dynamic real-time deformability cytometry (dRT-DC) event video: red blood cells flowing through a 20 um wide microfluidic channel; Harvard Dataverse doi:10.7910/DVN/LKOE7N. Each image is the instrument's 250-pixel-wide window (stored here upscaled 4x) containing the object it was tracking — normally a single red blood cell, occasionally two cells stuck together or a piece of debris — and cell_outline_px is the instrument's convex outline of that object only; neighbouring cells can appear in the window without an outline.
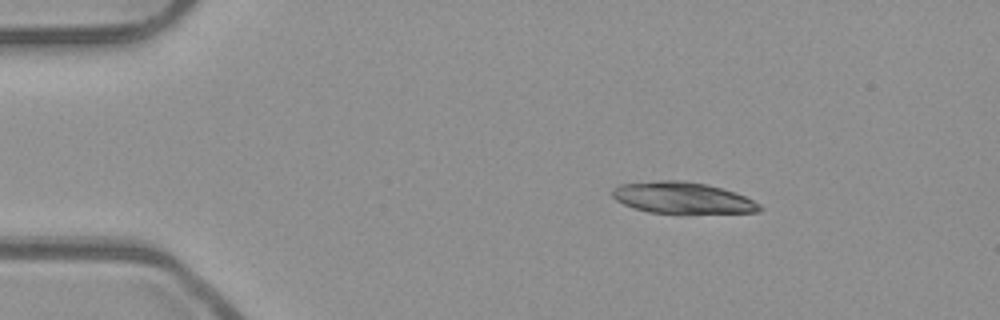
{"species": "common noctule bat (a hibernating species)", "species_latin": "Nyctalus noctula", "temperature_condition": "room temperature", "stored_images_in_passage": 15, "camera_frame_rate_fps": 3000, "um_per_image_px": 0.085, "animal": {"sex": "male", "body_mass_g": 23.1, "forearm_length_mm": 52.7}, "frame": {"image": 1, "passage_image": 1, "time_ms": 0.0, "image_size_px": [1000, 320], "cell_outline_px": [[764, 208], [760, 212], [648, 212], [632, 208], [616, 200], [612, 196], [612, 188], [620, 184], [660, 180], [680, 180], [708, 184], [736, 192], [760, 204]], "centroid_in_image_um": [57.98, 16.79], "position_along_channel_um": 27.0, "area_um2": 26.7}}
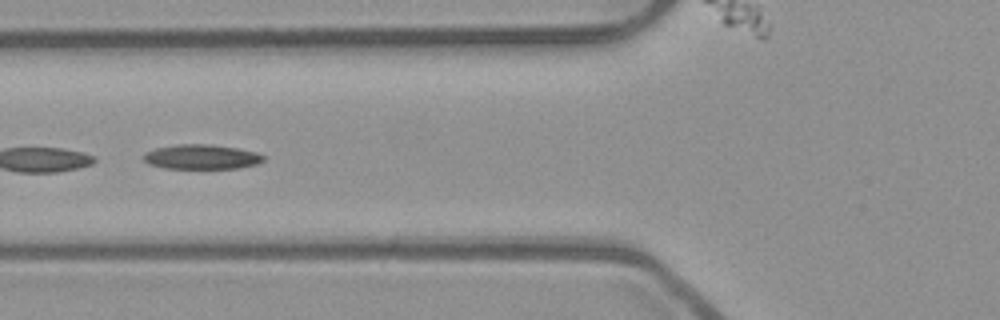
{"frame": {"image": 2, "passage_image": 13, "time_ms": 4.0, "image_size_px": [1000, 320], "cell_outline_px": [[264, 160], [256, 164], [236, 168], [164, 168], [148, 164], [144, 160], [144, 152], [156, 148], [176, 144], [212, 144], [236, 148], [256, 152], [264, 156]], "centroid_in_image_um": [17.1, 13.32], "position_along_channel_um": 108.7, "area_um2": 17.17}}